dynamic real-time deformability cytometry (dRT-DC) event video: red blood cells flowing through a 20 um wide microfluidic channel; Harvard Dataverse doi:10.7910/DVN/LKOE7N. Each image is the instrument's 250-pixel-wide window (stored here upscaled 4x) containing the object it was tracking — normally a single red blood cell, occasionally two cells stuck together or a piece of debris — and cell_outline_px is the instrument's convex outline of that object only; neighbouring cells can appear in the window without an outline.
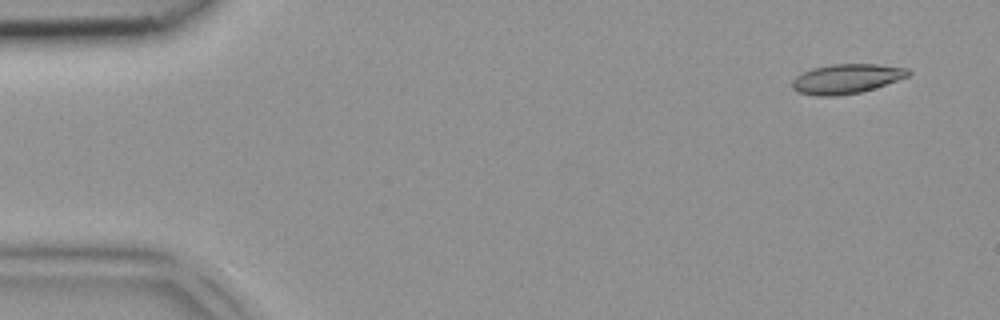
{"species": "common noctule bat (a hibernating species)", "species_latin": "Nyctalus noctula", "temperature_condition": "room temperature", "stored_images_in_passage": 4, "camera_frame_rate_fps": 3000, "um_per_image_px": 0.085, "animal": {"sex": "female", "body_mass_g": 18.4}, "frame": {"image": 1, "passage_image": 1, "time_ms": 0.0, "image_size_px": [1000, 320], "cell_outline_px": [[912, 72], [908, 76], [860, 92], [836, 96], [816, 96], [800, 92], [792, 88], [792, 80], [796, 76], [812, 68], [832, 64], [876, 64], [908, 68]], "centroid_in_image_um": [71.93, 6.69], "position_along_channel_um": 13.1, "area_um2": 19.77}}
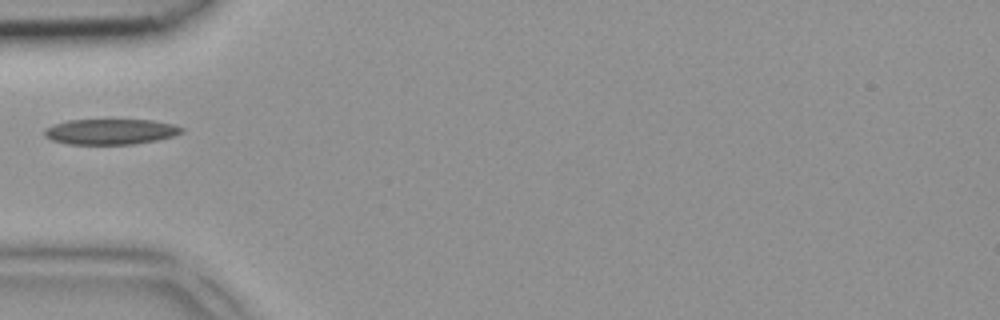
{"frame": {"image": 2, "passage_image": 4, "time_ms": 1.0, "image_size_px": [1000, 320], "cell_outline_px": [[184, 132], [172, 136], [156, 140], [132, 144], [68, 144], [52, 140], [44, 136], [44, 128], [68, 120], [152, 120], [172, 124], [184, 128]], "centroid_in_image_um": [9.39, 11.19], "position_along_channel_um": 75.6, "area_um2": 20.29}}